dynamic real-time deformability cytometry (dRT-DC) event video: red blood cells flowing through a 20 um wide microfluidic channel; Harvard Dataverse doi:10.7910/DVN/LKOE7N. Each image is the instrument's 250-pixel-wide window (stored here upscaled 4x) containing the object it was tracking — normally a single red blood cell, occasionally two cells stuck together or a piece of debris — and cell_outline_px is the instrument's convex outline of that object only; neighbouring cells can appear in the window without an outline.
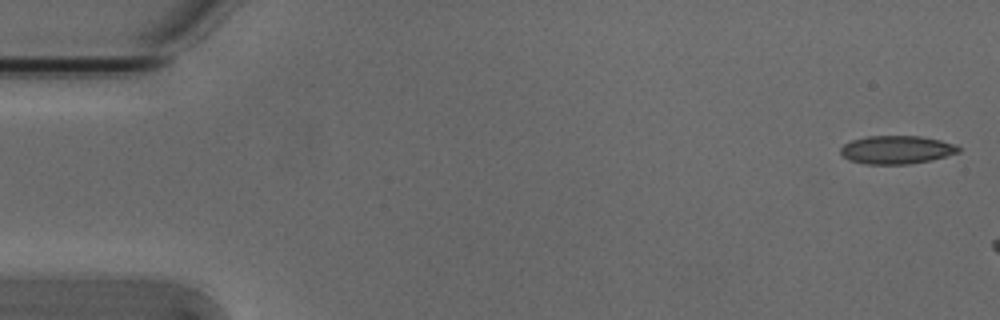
{"species": "Egyptian fruit bat (a non-hibernating species)", "species_latin": "Rousettus aegyptiacus", "temperature_condition": "cold", "stored_images_in_passage": 4, "camera_frame_rate_fps": 3000, "um_per_image_px": 0.085, "animal": {"sex": "male"}, "frame": {"image": 1, "passage_image": 1, "time_ms": 0.0, "image_size_px": [1000, 320], "cell_outline_px": [[960, 152], [932, 160], [908, 164], [864, 164], [848, 160], [840, 152], [840, 148], [844, 144], [852, 140], [868, 136], [920, 136], [940, 140], [956, 144], [960, 148]], "centroid_in_image_um": [76.22, 12.73], "position_along_channel_um": 8.8, "area_um2": 19.48}}